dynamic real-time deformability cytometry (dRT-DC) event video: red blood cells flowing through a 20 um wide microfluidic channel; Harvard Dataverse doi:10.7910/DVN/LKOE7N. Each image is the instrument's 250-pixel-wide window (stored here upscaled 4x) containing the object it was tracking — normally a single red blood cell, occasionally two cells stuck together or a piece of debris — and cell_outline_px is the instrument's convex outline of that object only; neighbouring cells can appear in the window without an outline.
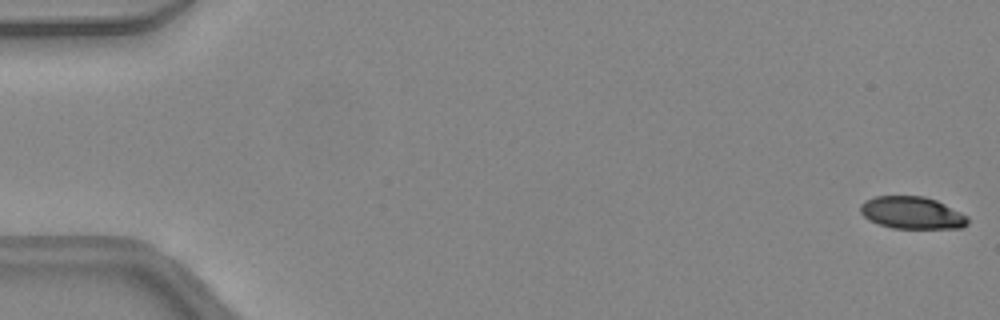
{"species": "common noctule bat (a hibernating species)", "species_latin": "Nyctalus noctula", "temperature_condition": "warm", "stored_images_in_passage": 47, "camera_frame_rate_fps": 3000, "um_per_image_px": 0.085, "animal": {"sex": "female", "body_mass_g": 24.6, "forearm_length_mm": 56.2}, "frame": {"image": 1, "passage_image": 1, "time_ms": 0.0, "image_size_px": [1000, 320], "cell_outline_px": [[968, 224], [960, 228], [892, 228], [868, 220], [860, 212], [860, 204], [864, 200], [876, 196], [924, 196], [936, 200], [968, 216]], "centroid_in_image_um": [77.5, 18.08], "position_along_channel_um": 7.5, "area_um2": 20.17}}
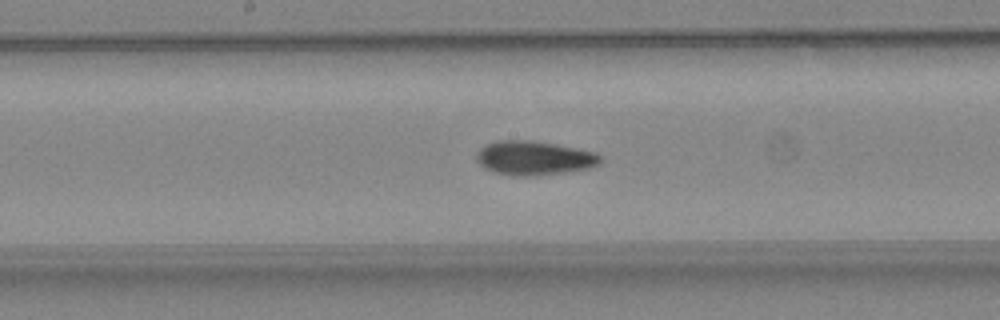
{"frame": {"image": 2, "passage_image": 25, "time_ms": 8.0, "image_size_px": [1000, 320], "cell_outline_px": [[600, 164], [588, 168], [564, 172], [532, 176], [512, 176], [492, 172], [484, 168], [476, 160], [476, 152], [480, 148], [496, 140], [532, 140], [556, 144], [596, 152], [600, 156]], "centroid_in_image_um": [45.36, 13.43], "position_along_channel_um": 202.8, "area_um2": 24.74}}
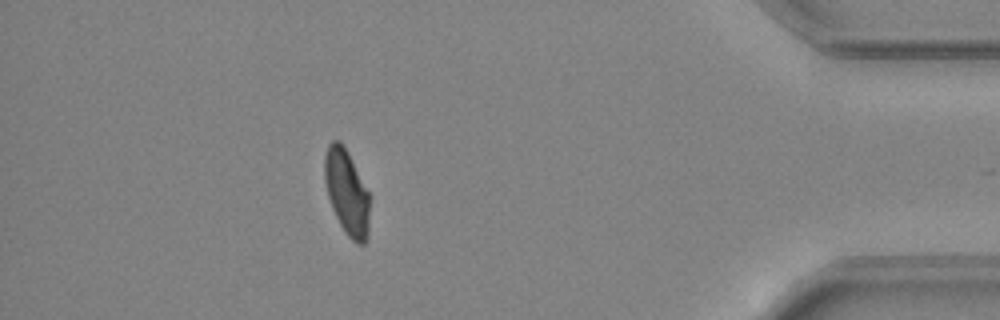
{"frame": {"image": 3, "passage_image": 42, "time_ms": 13.667, "image_size_px": [1000, 320], "cell_outline_px": [[368, 236], [364, 244], [356, 244], [344, 232], [332, 208], [328, 196], [324, 180], [324, 156], [328, 144], [332, 140], [340, 140], [348, 152], [368, 192]], "centroid_in_image_um": [29.45, 16.33], "position_along_channel_um": 405.8, "area_um2": 22.2}, "authors_computed_cell_mechanics": {"area_um2": 22.831, "velocity_mm_per_s": 4.4336, "shape_relaxation_time_tau1_ms": 9.5221, "shape_relaxation_time_tau2_ms": 2.8981, "deformation_change_tau1": 0.2411, "deformation_change_tau2": 0.0863}}